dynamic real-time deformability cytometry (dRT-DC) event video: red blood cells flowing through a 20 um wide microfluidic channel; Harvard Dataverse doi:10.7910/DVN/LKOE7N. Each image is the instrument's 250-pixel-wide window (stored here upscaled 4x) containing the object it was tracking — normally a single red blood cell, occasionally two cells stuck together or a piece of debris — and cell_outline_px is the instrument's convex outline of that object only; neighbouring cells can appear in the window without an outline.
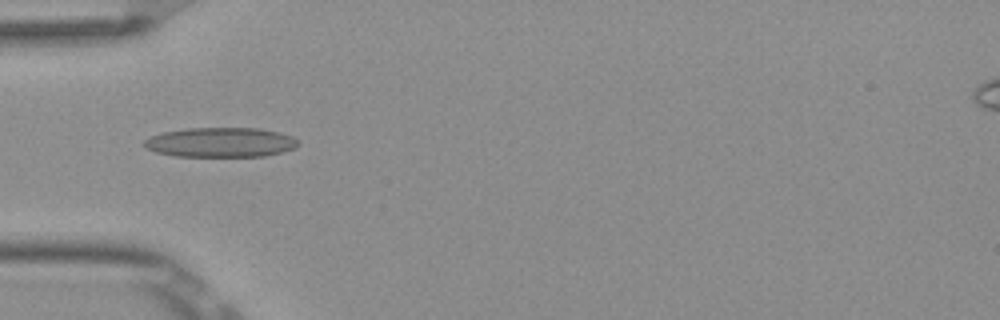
{"species": "Egyptian fruit bat (a non-hibernating species)", "species_latin": "Rousettus aegyptiacus", "temperature_condition": "room temperature", "stored_images_in_passage": 5, "camera_frame_rate_fps": 3000, "um_per_image_px": 0.085, "frame": {"image": 1, "passage_image": 3, "time_ms": 0.667, "image_size_px": [1000, 320], "cell_outline_px": [[300, 144], [296, 148], [264, 156], [176, 156], [156, 152], [144, 148], [140, 144], [144, 140], [152, 136], [164, 132], [184, 128], [260, 128], [280, 132], [292, 136]], "centroid_in_image_um": [18.73, 12.09], "position_along_channel_um": 66.3, "area_um2": 26.76}}
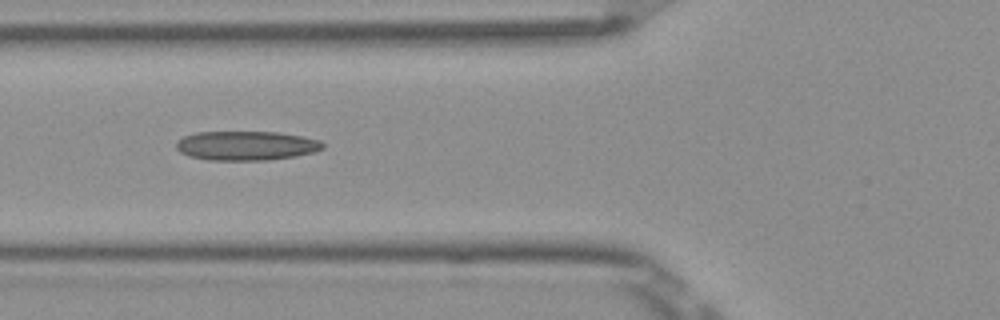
{"frame": {"image": 2, "passage_image": 4, "time_ms": 1.0, "image_size_px": [1000, 320], "cell_outline_px": [[324, 148], [312, 152], [296, 156], [268, 160], [208, 160], [188, 156], [180, 152], [176, 148], [176, 140], [184, 136], [196, 132], [276, 132], [304, 136], [320, 140], [324, 144]], "centroid_in_image_um": [20.91, 12.38], "position_along_channel_um": 104.9, "area_um2": 25.14}}
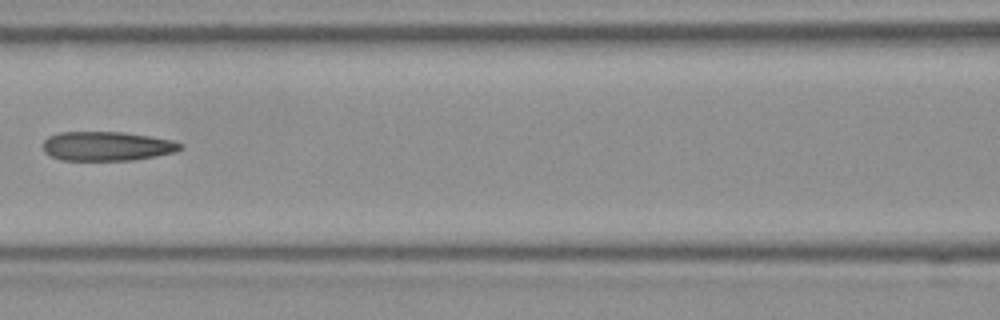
{"frame": {"image": 3, "passage_image": 5, "time_ms": 1.333, "image_size_px": [1000, 320], "cell_outline_px": [[184, 148], [176, 152], [156, 156], [132, 160], [60, 160], [44, 152], [44, 140], [48, 136], [60, 132], [124, 132], [152, 136], [172, 140], [184, 144]], "centroid_in_image_um": [9.14, 12.42], "position_along_channel_um": 157.5, "area_um2": 23.58}}